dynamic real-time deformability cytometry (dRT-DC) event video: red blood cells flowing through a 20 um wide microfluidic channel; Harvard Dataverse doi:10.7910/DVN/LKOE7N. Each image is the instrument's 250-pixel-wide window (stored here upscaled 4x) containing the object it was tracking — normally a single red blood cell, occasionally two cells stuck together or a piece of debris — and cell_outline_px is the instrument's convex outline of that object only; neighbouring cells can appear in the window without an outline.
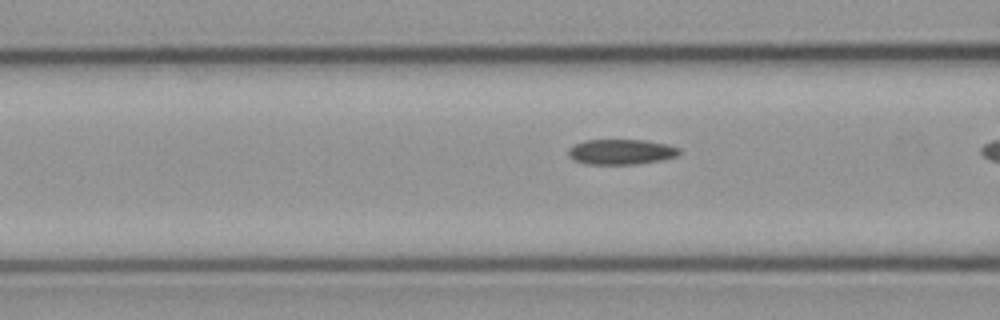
{"species": "common noctule bat (a hibernating species)", "species_latin": "Nyctalus noctula", "temperature_condition": "cold", "stored_images_in_passage": 7, "camera_frame_rate_fps": 3000, "um_per_image_px": 0.085, "animal": {"sex": "male", "body_mass_g": 23.1, "forearm_length_mm": 52.7}, "frame": {"image": 1, "passage_image": 4, "time_ms": 1.0, "image_size_px": [1000, 320], "cell_outline_px": [[680, 152], [676, 156], [664, 160], [636, 164], [584, 164], [572, 160], [568, 156], [568, 148], [584, 140], [644, 140], [668, 144], [680, 148]], "centroid_in_image_um": [52.78, 12.91], "position_along_channel_um": 113.8, "area_um2": 16.53}}